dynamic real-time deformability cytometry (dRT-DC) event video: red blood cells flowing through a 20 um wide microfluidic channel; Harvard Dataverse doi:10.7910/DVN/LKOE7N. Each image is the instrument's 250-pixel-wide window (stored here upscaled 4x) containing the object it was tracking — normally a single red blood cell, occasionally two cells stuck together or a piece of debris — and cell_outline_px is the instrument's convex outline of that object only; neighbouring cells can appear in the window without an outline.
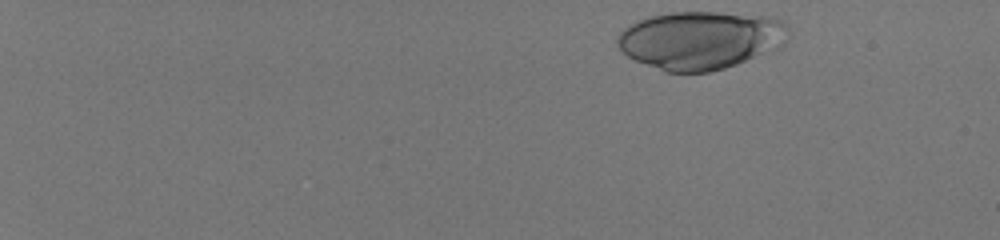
{"species": "human", "species_latin": "Homo sapiens", "temperature_condition": "room temperature", "stored_images_in_passage": 47, "camera_frame_rate_fps": 3000, "um_per_image_px": 0.085, "donor": {"sex": "male"}, "frame": {"image": 1, "passage_image": 1, "time_ms": 0.0, "image_size_px": [1000, 240], "cell_outline_px": [[788, 28], [768, 48], [736, 64], [724, 68], [708, 72], [664, 72], [636, 60], [628, 56], [616, 44], [616, 36], [628, 24], [652, 16], [672, 12], [720, 12], [768, 16], [784, 20], [788, 24]], "centroid_in_image_um": [59.37, 3.38], "position_along_channel_um": 25.6, "area_um2": 56.36}}
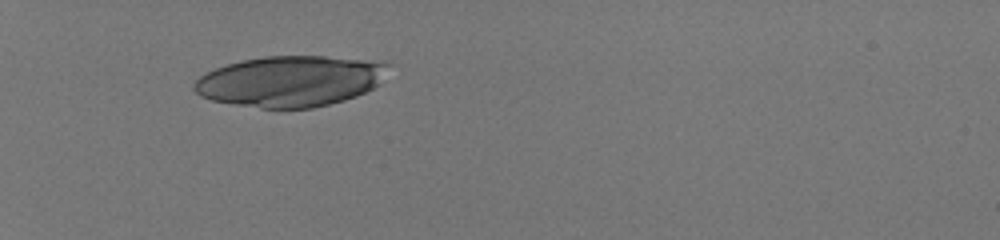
{"frame": {"image": 2, "passage_image": 14, "time_ms": 4.333, "image_size_px": [1000, 240], "cell_outline_px": [[392, 64], [380, 84], [356, 96], [344, 100], [312, 108], [260, 108], [212, 100], [200, 96], [192, 88], [192, 84], [200, 76], [216, 68], [228, 64], [244, 60], [264, 56], [324, 56], [388, 60]], "centroid_in_image_um": [24.76, 6.88], "position_along_channel_um": 60.2, "area_um2": 57.92}}